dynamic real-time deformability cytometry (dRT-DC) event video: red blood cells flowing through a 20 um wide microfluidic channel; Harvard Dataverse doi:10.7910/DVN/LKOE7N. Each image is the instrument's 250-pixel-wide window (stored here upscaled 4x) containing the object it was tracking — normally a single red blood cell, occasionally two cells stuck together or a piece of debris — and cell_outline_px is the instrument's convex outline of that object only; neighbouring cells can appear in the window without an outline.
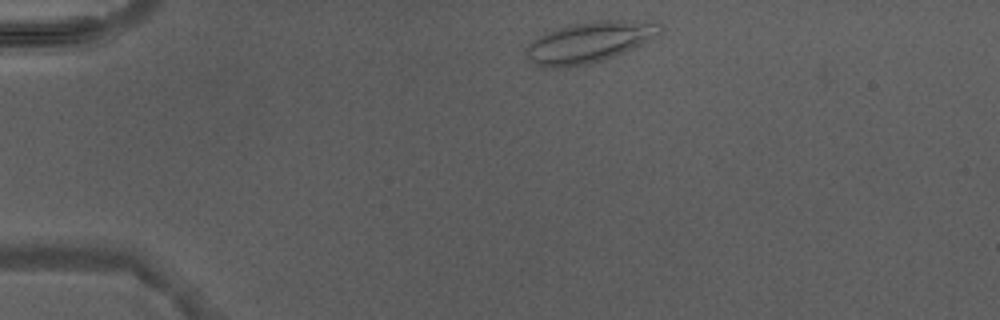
{"species": "Egyptian fruit bat (a non-hibernating species)", "species_latin": "Rousettus aegyptiacus", "temperature_condition": "warm", "stored_images_in_passage": 2, "camera_frame_rate_fps": 3000, "um_per_image_px": 0.085, "animal": {"sex": "male"}, "frame": {"image": 1, "passage_image": 1, "time_ms": 0.0, "image_size_px": [1000, 320], "cell_outline_px": [[660, 36], [652, 40], [616, 56], [604, 60], [588, 64], [552, 68], [532, 64], [524, 56], [524, 52], [528, 44], [532, 40], [544, 32], [568, 24], [600, 20], [660, 20]], "centroid_in_image_um": [50.11, 3.56], "position_along_channel_um": 34.9, "area_um2": 32.71}}